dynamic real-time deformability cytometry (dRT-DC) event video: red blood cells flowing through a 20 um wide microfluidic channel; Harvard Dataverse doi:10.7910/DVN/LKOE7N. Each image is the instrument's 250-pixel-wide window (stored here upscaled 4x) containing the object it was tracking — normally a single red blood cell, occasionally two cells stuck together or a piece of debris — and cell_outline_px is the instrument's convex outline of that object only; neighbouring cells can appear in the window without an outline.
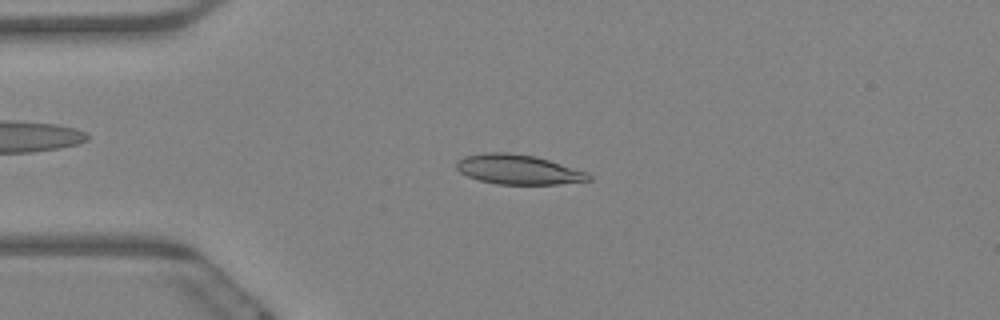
{"species": "Egyptian fruit bat (a non-hibernating species)", "species_latin": "Rousettus aegyptiacus", "temperature_condition": "warm", "stored_images_in_passage": 59, "camera_frame_rate_fps": 3000, "um_per_image_px": 0.085, "animal": {"sex": "female"}, "frame": {"image": 1, "passage_image": 14, "time_ms": 4.333, "image_size_px": [1000, 320], "cell_outline_px": [[592, 180], [556, 184], [496, 184], [480, 180], [468, 176], [460, 172], [456, 168], [456, 160], [464, 156], [484, 152], [512, 152], [536, 156], [588, 172], [592, 176]], "centroid_in_image_um": [44.04, 14.39], "position_along_channel_um": 41.0, "area_um2": 23.06}}
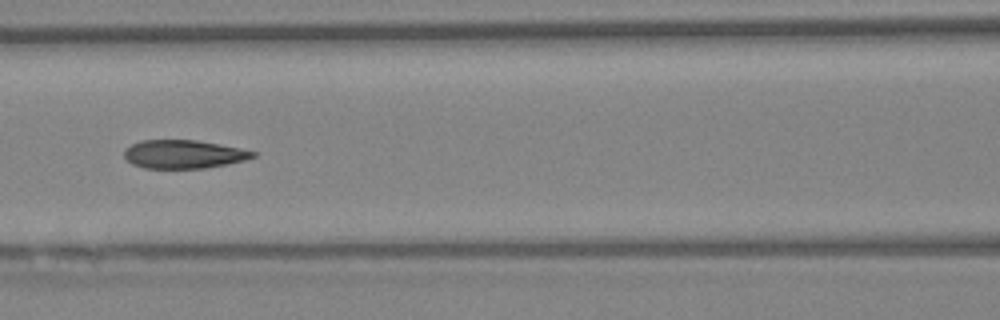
{"frame": {"image": 2, "passage_image": 26, "time_ms": 8.333, "image_size_px": [1000, 320], "cell_outline_px": [[256, 156], [244, 160], [228, 164], [204, 168], [144, 168], [132, 164], [124, 156], [124, 148], [140, 140], [196, 140], [240, 148], [256, 152]], "centroid_in_image_um": [15.58, 13.1], "position_along_channel_um": 151.0, "area_um2": 21.27}}
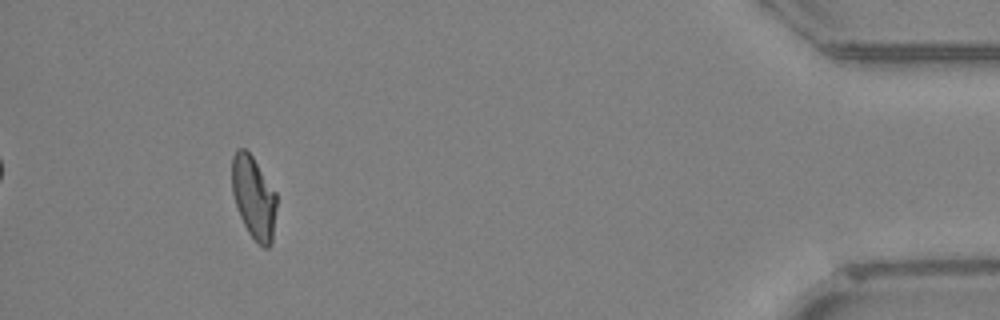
{"frame": {"image": 3, "passage_image": 55, "time_ms": 18.0, "image_size_px": [1000, 320], "cell_outline_px": [[276, 208], [272, 244], [268, 248], [264, 248], [248, 232], [240, 216], [232, 192], [232, 156], [236, 148], [244, 148], [252, 156], [276, 192]], "centroid_in_image_um": [21.56, 16.77], "position_along_channel_um": 413.6, "area_um2": 21.39}, "authors_computed_cell_mechanics": {"area_um2": 22.3108, "velocity_mm_per_s": 3.39, "shape_relaxation_time_tau1_ms": 8.3367, "shape_relaxation_time_tau2_ms": 2.1708, "deformation_change_tau1": 0.2053, "deformation_change_tau2": 0.0889}}